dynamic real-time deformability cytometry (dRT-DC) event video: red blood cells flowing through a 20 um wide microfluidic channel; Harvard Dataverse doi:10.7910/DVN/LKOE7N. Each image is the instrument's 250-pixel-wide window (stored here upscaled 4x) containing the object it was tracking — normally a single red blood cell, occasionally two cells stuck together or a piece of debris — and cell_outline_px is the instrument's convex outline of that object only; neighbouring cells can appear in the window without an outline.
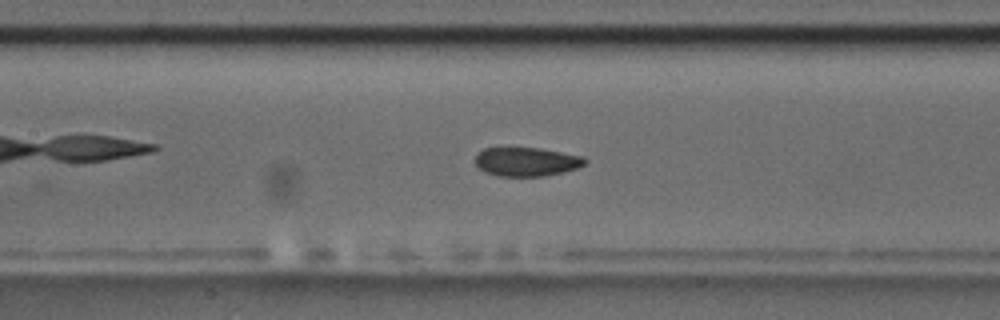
{"species": "common noctule bat (a hibernating species)", "species_latin": "Nyctalus noctula", "temperature_condition": "room temperature", "stored_images_in_passage": 22, "camera_frame_rate_fps": 3000, "um_per_image_px": 0.085, "animal": {"sex": "male", "body_mass_g": 17.5, "forearm_length_mm": 52.3}, "frame": {"image": 1, "passage_image": 10, "time_ms": 3.0, "image_size_px": [1000, 320], "cell_outline_px": [[588, 160], [584, 164], [576, 168], [564, 172], [544, 176], [496, 176], [484, 172], [476, 164], [476, 152], [484, 148], [540, 148], [584, 156]], "centroid_in_image_um": [44.75, 13.74], "position_along_channel_um": 162.6, "area_um2": 18.55}}
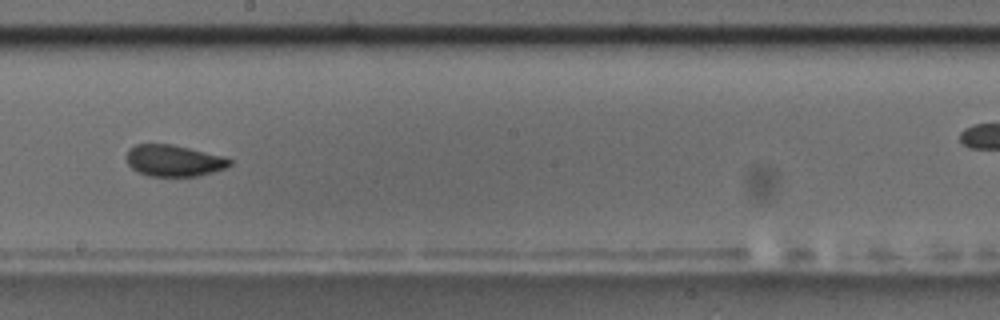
{"frame": {"image": 2, "passage_image": 16, "time_ms": 5.0, "image_size_px": [1000, 320], "cell_outline_px": [[232, 164], [224, 168], [212, 172], [196, 176], [148, 176], [132, 168], [128, 164], [124, 156], [128, 148], [136, 144], [172, 144], [224, 156], [232, 160]], "centroid_in_image_um": [14.74, 13.64], "position_along_channel_um": 233.5, "area_um2": 19.02}}
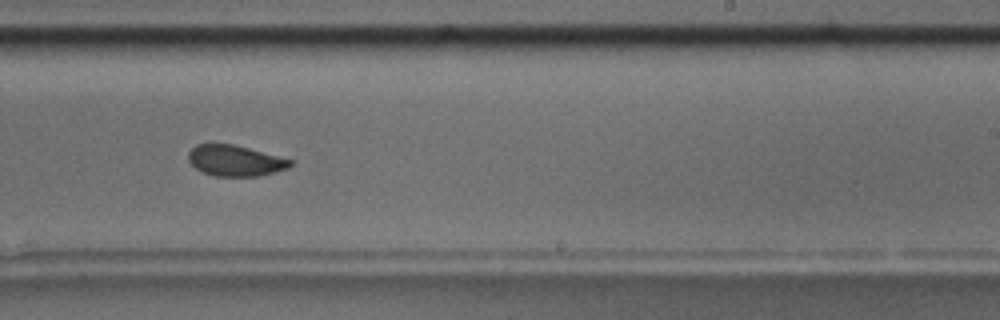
{"frame": {"image": 3, "passage_image": 19, "time_ms": 6.0, "image_size_px": [1000, 320], "cell_outline_px": [[292, 164], [288, 168], [260, 176], [212, 176], [200, 172], [188, 160], [188, 152], [196, 144], [232, 144], [248, 148], [292, 160]], "centroid_in_image_um": [19.95, 13.67], "position_along_channel_um": 269.1, "area_um2": 18.26}}